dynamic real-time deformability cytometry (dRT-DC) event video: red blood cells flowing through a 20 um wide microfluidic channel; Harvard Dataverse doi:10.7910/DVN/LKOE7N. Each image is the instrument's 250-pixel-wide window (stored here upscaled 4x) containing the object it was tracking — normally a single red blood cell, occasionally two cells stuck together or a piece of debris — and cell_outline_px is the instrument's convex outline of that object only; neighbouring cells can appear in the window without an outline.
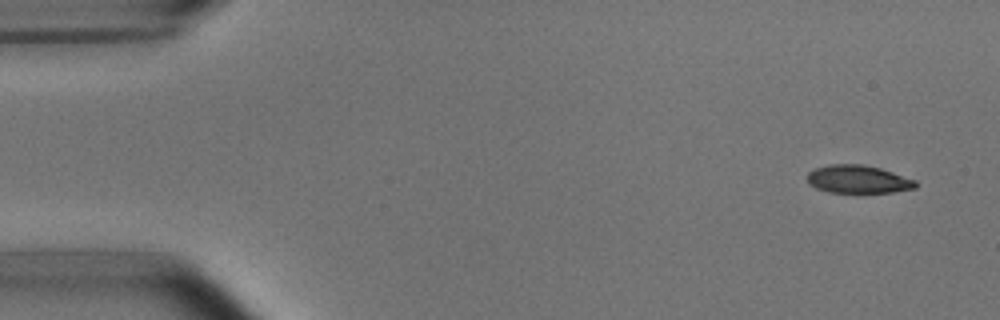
{"species": "common noctule bat (a hibernating species)", "species_latin": "Nyctalus noctula", "temperature_condition": "room temperature", "stored_images_in_passage": 4, "camera_frame_rate_fps": 3000, "um_per_image_px": 0.085, "animal": {"sex": "male", "body_mass_g": 15.6}, "frame": {"image": 1, "passage_image": 1, "time_ms": 0.0, "image_size_px": [1000, 320], "cell_outline_px": [[916, 188], [892, 192], [860, 196], [828, 192], [816, 188], [808, 184], [808, 172], [816, 168], [828, 164], [864, 164], [880, 168], [916, 180]], "centroid_in_image_um": [72.93, 15.29], "position_along_channel_um": 12.1, "area_um2": 18.55}}
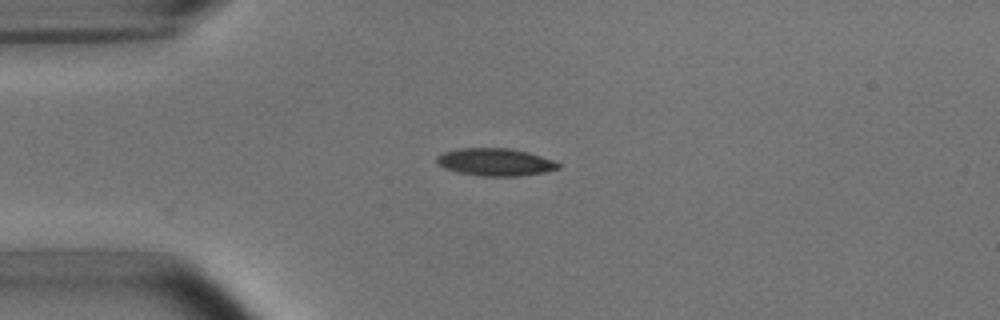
{"frame": {"image": 2, "passage_image": 4, "time_ms": 3.333, "image_size_px": [1000, 320], "cell_outline_px": [[560, 168], [544, 172], [520, 176], [480, 176], [456, 172], [444, 168], [436, 160], [436, 156], [444, 152], [460, 148], [508, 148], [528, 152], [552, 160], [560, 164]], "centroid_in_image_um": [42.08, 13.78], "position_along_channel_um": 42.9, "area_um2": 19.42}}